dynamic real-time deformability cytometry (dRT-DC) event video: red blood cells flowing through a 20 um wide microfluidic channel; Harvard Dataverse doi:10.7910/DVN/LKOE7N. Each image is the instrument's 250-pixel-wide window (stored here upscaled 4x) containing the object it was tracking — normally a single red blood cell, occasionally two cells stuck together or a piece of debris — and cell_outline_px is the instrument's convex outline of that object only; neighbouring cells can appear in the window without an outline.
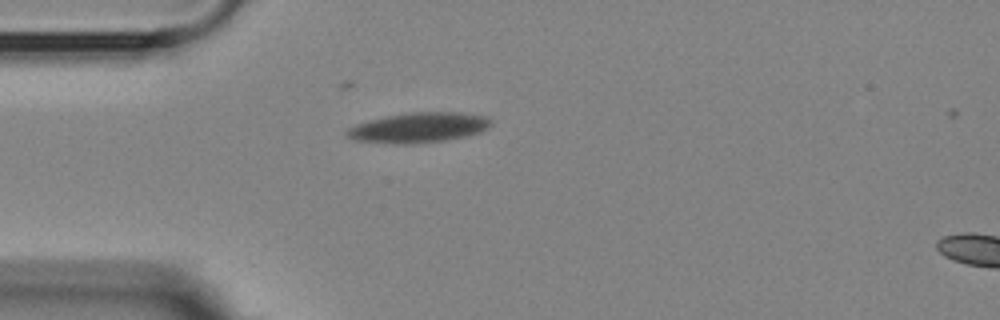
{"species": "Egyptian fruit bat (a non-hibernating species)", "species_latin": "Rousettus aegyptiacus", "temperature_condition": "room temperature", "stored_images_in_passage": 32, "camera_frame_rate_fps": 3000, "um_per_image_px": 0.085, "animal": {"sex": "female"}, "frame": {"image": 1, "passage_image": 1, "time_ms": 0.0, "image_size_px": [1000, 320], "cell_outline_px": [[492, 124], [488, 128], [480, 132], [464, 136], [444, 140], [352, 140], [344, 136], [344, 132], [348, 128], [356, 124], [384, 116], [404, 112], [460, 112], [488, 116], [492, 120]], "centroid_in_image_um": [35.65, 10.76], "position_along_channel_um": 49.3, "area_um2": 24.04}}
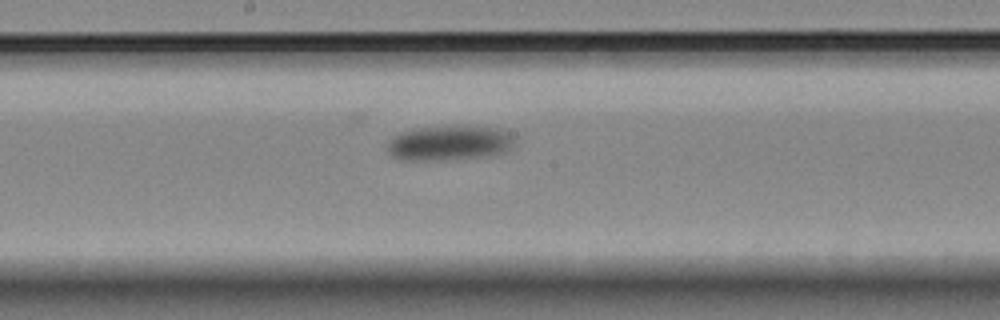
{"frame": {"image": 2, "passage_image": 16, "time_ms": 5.0, "image_size_px": [1000, 320], "cell_outline_px": [[516, 144], [512, 148], [504, 152], [484, 156], [428, 160], [400, 160], [392, 156], [384, 148], [384, 144], [392, 136], [400, 132], [416, 128], [456, 124], [468, 124], [496, 128], [508, 132], [512, 136]], "centroid_in_image_um": [38.14, 12.11], "position_along_channel_um": 210.1, "area_um2": 26.65}}
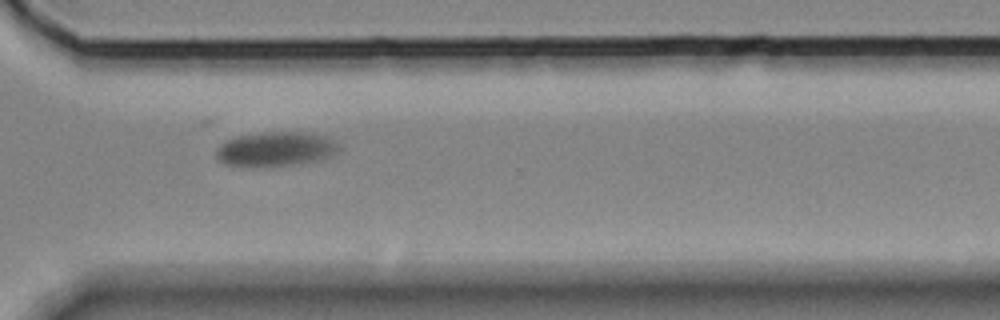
{"frame": {"image": 3, "passage_image": 28, "time_ms": 9.0, "image_size_px": [1000, 320], "cell_outline_px": [[340, 148], [332, 156], [320, 160], [300, 164], [268, 168], [252, 168], [224, 164], [216, 160], [216, 148], [224, 140], [240, 136], [264, 132], [308, 132], [328, 136], [336, 140], [340, 144]], "centroid_in_image_um": [23.44, 12.7], "position_along_channel_um": 347.2, "area_um2": 25.72}}